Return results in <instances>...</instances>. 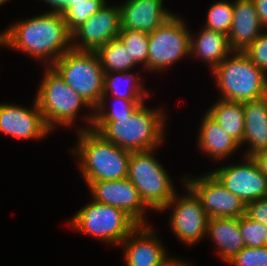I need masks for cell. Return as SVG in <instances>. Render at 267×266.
I'll use <instances>...</instances> for the list:
<instances>
[{
  "label": "cell",
  "mask_w": 267,
  "mask_h": 266,
  "mask_svg": "<svg viewBox=\"0 0 267 266\" xmlns=\"http://www.w3.org/2000/svg\"><path fill=\"white\" fill-rule=\"evenodd\" d=\"M43 70L44 72L41 75V81L38 82L40 84H38L39 86L34 98L45 123L53 134L55 130L59 129L57 127L69 129L75 127L76 132L92 129L94 108L68 86L51 66L44 67ZM84 109L88 113L83 111ZM80 117L82 118L81 122L85 124L82 123L83 126L79 125L78 127L77 122Z\"/></svg>",
  "instance_id": "3"
},
{
  "label": "cell",
  "mask_w": 267,
  "mask_h": 266,
  "mask_svg": "<svg viewBox=\"0 0 267 266\" xmlns=\"http://www.w3.org/2000/svg\"><path fill=\"white\" fill-rule=\"evenodd\" d=\"M106 3L72 33V49L96 51L109 41L118 38L121 30L119 5Z\"/></svg>",
  "instance_id": "14"
},
{
  "label": "cell",
  "mask_w": 267,
  "mask_h": 266,
  "mask_svg": "<svg viewBox=\"0 0 267 266\" xmlns=\"http://www.w3.org/2000/svg\"><path fill=\"white\" fill-rule=\"evenodd\" d=\"M159 236L154 226L138 225L119 245L124 266H164L173 256Z\"/></svg>",
  "instance_id": "16"
},
{
  "label": "cell",
  "mask_w": 267,
  "mask_h": 266,
  "mask_svg": "<svg viewBox=\"0 0 267 266\" xmlns=\"http://www.w3.org/2000/svg\"><path fill=\"white\" fill-rule=\"evenodd\" d=\"M1 47L26 54L49 67L72 49V34L61 13L40 12L15 20L0 31Z\"/></svg>",
  "instance_id": "1"
},
{
  "label": "cell",
  "mask_w": 267,
  "mask_h": 266,
  "mask_svg": "<svg viewBox=\"0 0 267 266\" xmlns=\"http://www.w3.org/2000/svg\"><path fill=\"white\" fill-rule=\"evenodd\" d=\"M190 27L179 14L148 34V73L163 72L185 57H190Z\"/></svg>",
  "instance_id": "9"
},
{
  "label": "cell",
  "mask_w": 267,
  "mask_h": 266,
  "mask_svg": "<svg viewBox=\"0 0 267 266\" xmlns=\"http://www.w3.org/2000/svg\"><path fill=\"white\" fill-rule=\"evenodd\" d=\"M81 2H88V0H71V6H73V3H81Z\"/></svg>",
  "instance_id": "38"
},
{
  "label": "cell",
  "mask_w": 267,
  "mask_h": 266,
  "mask_svg": "<svg viewBox=\"0 0 267 266\" xmlns=\"http://www.w3.org/2000/svg\"><path fill=\"white\" fill-rule=\"evenodd\" d=\"M220 99L246 102L267 95V74L243 51H232L211 72Z\"/></svg>",
  "instance_id": "5"
},
{
  "label": "cell",
  "mask_w": 267,
  "mask_h": 266,
  "mask_svg": "<svg viewBox=\"0 0 267 266\" xmlns=\"http://www.w3.org/2000/svg\"><path fill=\"white\" fill-rule=\"evenodd\" d=\"M40 2H43L47 5L46 7H48L49 10H45V12L51 13L63 14L69 8V6H71V0H41Z\"/></svg>",
  "instance_id": "34"
},
{
  "label": "cell",
  "mask_w": 267,
  "mask_h": 266,
  "mask_svg": "<svg viewBox=\"0 0 267 266\" xmlns=\"http://www.w3.org/2000/svg\"><path fill=\"white\" fill-rule=\"evenodd\" d=\"M205 112L240 145L244 137L243 102L218 98Z\"/></svg>",
  "instance_id": "24"
},
{
  "label": "cell",
  "mask_w": 267,
  "mask_h": 266,
  "mask_svg": "<svg viewBox=\"0 0 267 266\" xmlns=\"http://www.w3.org/2000/svg\"><path fill=\"white\" fill-rule=\"evenodd\" d=\"M203 26L207 29L229 34L233 21V1L216 0L207 10Z\"/></svg>",
  "instance_id": "28"
},
{
  "label": "cell",
  "mask_w": 267,
  "mask_h": 266,
  "mask_svg": "<svg viewBox=\"0 0 267 266\" xmlns=\"http://www.w3.org/2000/svg\"><path fill=\"white\" fill-rule=\"evenodd\" d=\"M239 228L245 246H267V226L250 219L246 214L239 217Z\"/></svg>",
  "instance_id": "30"
},
{
  "label": "cell",
  "mask_w": 267,
  "mask_h": 266,
  "mask_svg": "<svg viewBox=\"0 0 267 266\" xmlns=\"http://www.w3.org/2000/svg\"><path fill=\"white\" fill-rule=\"evenodd\" d=\"M51 67L93 108L99 104L103 95L104 70L95 51L71 49Z\"/></svg>",
  "instance_id": "8"
},
{
  "label": "cell",
  "mask_w": 267,
  "mask_h": 266,
  "mask_svg": "<svg viewBox=\"0 0 267 266\" xmlns=\"http://www.w3.org/2000/svg\"><path fill=\"white\" fill-rule=\"evenodd\" d=\"M52 133L35 98L30 108L9 102L0 103V134L16 140L39 141Z\"/></svg>",
  "instance_id": "15"
},
{
  "label": "cell",
  "mask_w": 267,
  "mask_h": 266,
  "mask_svg": "<svg viewBox=\"0 0 267 266\" xmlns=\"http://www.w3.org/2000/svg\"><path fill=\"white\" fill-rule=\"evenodd\" d=\"M185 260L183 258L181 259V257H171L164 266H193L189 260Z\"/></svg>",
  "instance_id": "37"
},
{
  "label": "cell",
  "mask_w": 267,
  "mask_h": 266,
  "mask_svg": "<svg viewBox=\"0 0 267 266\" xmlns=\"http://www.w3.org/2000/svg\"><path fill=\"white\" fill-rule=\"evenodd\" d=\"M70 230L101 241L107 246L119 245L138 226L123 210L89 200L69 219Z\"/></svg>",
  "instance_id": "6"
},
{
  "label": "cell",
  "mask_w": 267,
  "mask_h": 266,
  "mask_svg": "<svg viewBox=\"0 0 267 266\" xmlns=\"http://www.w3.org/2000/svg\"><path fill=\"white\" fill-rule=\"evenodd\" d=\"M226 264L229 266H267V246H245Z\"/></svg>",
  "instance_id": "31"
},
{
  "label": "cell",
  "mask_w": 267,
  "mask_h": 266,
  "mask_svg": "<svg viewBox=\"0 0 267 266\" xmlns=\"http://www.w3.org/2000/svg\"><path fill=\"white\" fill-rule=\"evenodd\" d=\"M118 38L130 54V59L139 66H142V72H148V52L149 38L148 33L138 30L121 29Z\"/></svg>",
  "instance_id": "26"
},
{
  "label": "cell",
  "mask_w": 267,
  "mask_h": 266,
  "mask_svg": "<svg viewBox=\"0 0 267 266\" xmlns=\"http://www.w3.org/2000/svg\"><path fill=\"white\" fill-rule=\"evenodd\" d=\"M76 141L69 151L78 161V171L87 186L90 182L119 180L128 176L131 151L105 140L93 129L75 133Z\"/></svg>",
  "instance_id": "4"
},
{
  "label": "cell",
  "mask_w": 267,
  "mask_h": 266,
  "mask_svg": "<svg viewBox=\"0 0 267 266\" xmlns=\"http://www.w3.org/2000/svg\"><path fill=\"white\" fill-rule=\"evenodd\" d=\"M104 73L102 97H116L127 100H148L151 90L144 86L145 77L137 71Z\"/></svg>",
  "instance_id": "23"
},
{
  "label": "cell",
  "mask_w": 267,
  "mask_h": 266,
  "mask_svg": "<svg viewBox=\"0 0 267 266\" xmlns=\"http://www.w3.org/2000/svg\"><path fill=\"white\" fill-rule=\"evenodd\" d=\"M190 35V56L208 65L210 72L217 67L233 50L224 33L201 26L198 34Z\"/></svg>",
  "instance_id": "21"
},
{
  "label": "cell",
  "mask_w": 267,
  "mask_h": 266,
  "mask_svg": "<svg viewBox=\"0 0 267 266\" xmlns=\"http://www.w3.org/2000/svg\"><path fill=\"white\" fill-rule=\"evenodd\" d=\"M262 26L267 29V0H252Z\"/></svg>",
  "instance_id": "35"
},
{
  "label": "cell",
  "mask_w": 267,
  "mask_h": 266,
  "mask_svg": "<svg viewBox=\"0 0 267 266\" xmlns=\"http://www.w3.org/2000/svg\"><path fill=\"white\" fill-rule=\"evenodd\" d=\"M146 105V102L141 104L129 117L94 119L92 129L105 140L131 152L161 148L168 136V113L164 106Z\"/></svg>",
  "instance_id": "2"
},
{
  "label": "cell",
  "mask_w": 267,
  "mask_h": 266,
  "mask_svg": "<svg viewBox=\"0 0 267 266\" xmlns=\"http://www.w3.org/2000/svg\"><path fill=\"white\" fill-rule=\"evenodd\" d=\"M7 2H9V0H0V7L3 6Z\"/></svg>",
  "instance_id": "39"
},
{
  "label": "cell",
  "mask_w": 267,
  "mask_h": 266,
  "mask_svg": "<svg viewBox=\"0 0 267 266\" xmlns=\"http://www.w3.org/2000/svg\"><path fill=\"white\" fill-rule=\"evenodd\" d=\"M144 102L146 101L101 97L99 104L94 108V119H117V117L122 116L129 117Z\"/></svg>",
  "instance_id": "27"
},
{
  "label": "cell",
  "mask_w": 267,
  "mask_h": 266,
  "mask_svg": "<svg viewBox=\"0 0 267 266\" xmlns=\"http://www.w3.org/2000/svg\"><path fill=\"white\" fill-rule=\"evenodd\" d=\"M198 128L196 139L197 148L201 154L210 157L214 162L227 161L241 152L240 144L232 138L218 123H216L206 112L203 113ZM236 152V153H235Z\"/></svg>",
  "instance_id": "18"
},
{
  "label": "cell",
  "mask_w": 267,
  "mask_h": 266,
  "mask_svg": "<svg viewBox=\"0 0 267 266\" xmlns=\"http://www.w3.org/2000/svg\"><path fill=\"white\" fill-rule=\"evenodd\" d=\"M242 158V159H241ZM236 163H228L210 170L218 181L239 197L245 205L267 197V177L252 157L241 156Z\"/></svg>",
  "instance_id": "12"
},
{
  "label": "cell",
  "mask_w": 267,
  "mask_h": 266,
  "mask_svg": "<svg viewBox=\"0 0 267 266\" xmlns=\"http://www.w3.org/2000/svg\"><path fill=\"white\" fill-rule=\"evenodd\" d=\"M109 0H88V2L73 3V6L62 14L67 29L72 34L78 27L86 22L89 17L97 13Z\"/></svg>",
  "instance_id": "29"
},
{
  "label": "cell",
  "mask_w": 267,
  "mask_h": 266,
  "mask_svg": "<svg viewBox=\"0 0 267 266\" xmlns=\"http://www.w3.org/2000/svg\"><path fill=\"white\" fill-rule=\"evenodd\" d=\"M243 52L259 69L267 74V29Z\"/></svg>",
  "instance_id": "32"
},
{
  "label": "cell",
  "mask_w": 267,
  "mask_h": 266,
  "mask_svg": "<svg viewBox=\"0 0 267 266\" xmlns=\"http://www.w3.org/2000/svg\"><path fill=\"white\" fill-rule=\"evenodd\" d=\"M243 107L244 137L240 146L244 149L243 156L252 157L267 149V95L243 102Z\"/></svg>",
  "instance_id": "20"
},
{
  "label": "cell",
  "mask_w": 267,
  "mask_h": 266,
  "mask_svg": "<svg viewBox=\"0 0 267 266\" xmlns=\"http://www.w3.org/2000/svg\"><path fill=\"white\" fill-rule=\"evenodd\" d=\"M264 30L252 0H233V21L227 35L233 51H244Z\"/></svg>",
  "instance_id": "19"
},
{
  "label": "cell",
  "mask_w": 267,
  "mask_h": 266,
  "mask_svg": "<svg viewBox=\"0 0 267 266\" xmlns=\"http://www.w3.org/2000/svg\"><path fill=\"white\" fill-rule=\"evenodd\" d=\"M180 183L183 194L177 193L173 196L158 214L167 210L172 211L168 217L169 228L179 242L190 247L206 239L209 218L200 200L185 185V175L182 176Z\"/></svg>",
  "instance_id": "10"
},
{
  "label": "cell",
  "mask_w": 267,
  "mask_h": 266,
  "mask_svg": "<svg viewBox=\"0 0 267 266\" xmlns=\"http://www.w3.org/2000/svg\"><path fill=\"white\" fill-rule=\"evenodd\" d=\"M164 3V0H123L118 3L121 29L153 32L175 14Z\"/></svg>",
  "instance_id": "17"
},
{
  "label": "cell",
  "mask_w": 267,
  "mask_h": 266,
  "mask_svg": "<svg viewBox=\"0 0 267 266\" xmlns=\"http://www.w3.org/2000/svg\"><path fill=\"white\" fill-rule=\"evenodd\" d=\"M185 185L200 200L208 218H239L246 214L243 201L226 189L210 171L196 176L186 174Z\"/></svg>",
  "instance_id": "11"
},
{
  "label": "cell",
  "mask_w": 267,
  "mask_h": 266,
  "mask_svg": "<svg viewBox=\"0 0 267 266\" xmlns=\"http://www.w3.org/2000/svg\"><path fill=\"white\" fill-rule=\"evenodd\" d=\"M158 149L131 152L127 176L144 203L155 213L179 192L167 168L155 156Z\"/></svg>",
  "instance_id": "7"
},
{
  "label": "cell",
  "mask_w": 267,
  "mask_h": 266,
  "mask_svg": "<svg viewBox=\"0 0 267 266\" xmlns=\"http://www.w3.org/2000/svg\"><path fill=\"white\" fill-rule=\"evenodd\" d=\"M104 73L133 71L138 66L119 38H115L104 44L96 51Z\"/></svg>",
  "instance_id": "25"
},
{
  "label": "cell",
  "mask_w": 267,
  "mask_h": 266,
  "mask_svg": "<svg viewBox=\"0 0 267 266\" xmlns=\"http://www.w3.org/2000/svg\"><path fill=\"white\" fill-rule=\"evenodd\" d=\"M246 215L267 226V197L254 200L246 205Z\"/></svg>",
  "instance_id": "33"
},
{
  "label": "cell",
  "mask_w": 267,
  "mask_h": 266,
  "mask_svg": "<svg viewBox=\"0 0 267 266\" xmlns=\"http://www.w3.org/2000/svg\"><path fill=\"white\" fill-rule=\"evenodd\" d=\"M88 189L93 201L123 210L138 225L150 224L147 214L151 209L144 203L138 190L127 177L90 182L87 185Z\"/></svg>",
  "instance_id": "13"
},
{
  "label": "cell",
  "mask_w": 267,
  "mask_h": 266,
  "mask_svg": "<svg viewBox=\"0 0 267 266\" xmlns=\"http://www.w3.org/2000/svg\"><path fill=\"white\" fill-rule=\"evenodd\" d=\"M252 158L257 162L261 172L267 177V149L257 152Z\"/></svg>",
  "instance_id": "36"
},
{
  "label": "cell",
  "mask_w": 267,
  "mask_h": 266,
  "mask_svg": "<svg viewBox=\"0 0 267 266\" xmlns=\"http://www.w3.org/2000/svg\"><path fill=\"white\" fill-rule=\"evenodd\" d=\"M206 237L216 247L218 258L225 264L245 247L239 218H209Z\"/></svg>",
  "instance_id": "22"
}]
</instances>
